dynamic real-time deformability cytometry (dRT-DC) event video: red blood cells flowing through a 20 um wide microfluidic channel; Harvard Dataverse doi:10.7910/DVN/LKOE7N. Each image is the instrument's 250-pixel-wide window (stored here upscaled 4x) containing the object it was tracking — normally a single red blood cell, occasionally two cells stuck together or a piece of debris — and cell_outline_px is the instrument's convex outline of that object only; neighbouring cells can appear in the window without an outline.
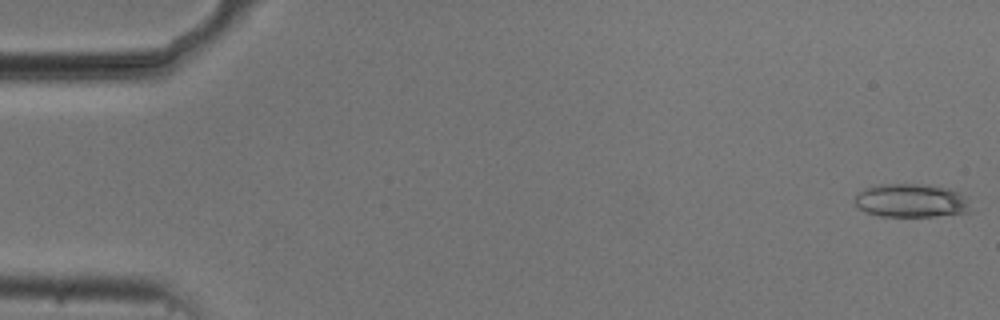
{"species": "common noctule bat (a hibernating species)", "species_latin": "Nyctalus noctula", "temperature_condition": "cold", "stored_images_in_passage": 52, "camera_frame_rate_fps": 3000, "um_per_image_px": 0.085, "animal": {"sex": "male", "body_mass_g": 20.5, "forearm_length_mm": 52.5}, "frame": {"image": 1, "passage_image": 1, "time_ms": 0.0, "image_size_px": [1000, 320], "cell_outline_px": [[968, 212], [936, 216], [880, 216], [856, 208], [852, 200], [864, 188], [872, 184], [924, 184], [948, 188], [964, 196], [968, 208]], "centroid_in_image_um": [77.34, 17.04], "position_along_channel_um": 7.7, "area_um2": 22.54}}
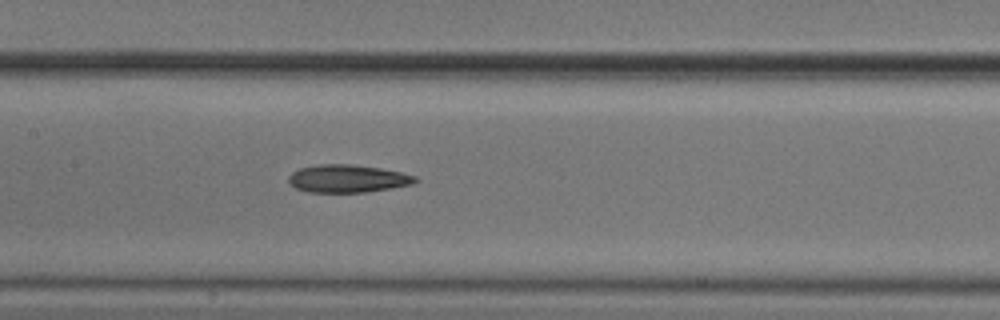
{"frame": {"image": 2, "passage_image": 26, "time_ms": 8.333, "image_size_px": [1000, 320], "cell_outline_px": [[420, 180], [412, 184], [392, 188], [364, 192], [308, 192], [296, 188], [288, 180], [288, 176], [292, 172], [300, 168], [316, 164], [352, 164], [380, 168], [400, 172], [416, 176]], "centroid_in_image_um": [29.55, 15.17], "position_along_channel_um": 177.8, "area_um2": 20.52}}
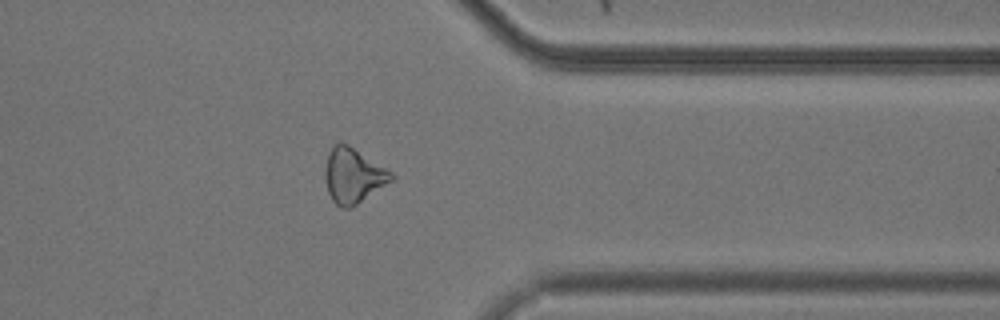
{"frame": {"image": 3, "passage_image": 43, "time_ms": 14.0, "image_size_px": [1000, 320], "cell_outline_px": [[396, 176], [392, 180], [356, 204], [348, 208], [344, 208], [336, 204], [332, 200], [328, 192], [324, 176], [324, 172], [328, 156], [332, 148], [336, 144], [348, 144], [392, 172]], "centroid_in_image_um": [30.01, 14.93], "position_along_channel_um": 381.4, "area_um2": 20.63}, "authors_computed_cell_mechanics": {"area_um2": 20.9236, "velocity_mm_per_s": 3.7452, "shape_relaxation_time_tau1_ms": 8.3325, "shape_relaxation_time_tau2_ms": 3.826, "deformation_change_tau1": 0.216, "deformation_change_tau2": 0.1435}}